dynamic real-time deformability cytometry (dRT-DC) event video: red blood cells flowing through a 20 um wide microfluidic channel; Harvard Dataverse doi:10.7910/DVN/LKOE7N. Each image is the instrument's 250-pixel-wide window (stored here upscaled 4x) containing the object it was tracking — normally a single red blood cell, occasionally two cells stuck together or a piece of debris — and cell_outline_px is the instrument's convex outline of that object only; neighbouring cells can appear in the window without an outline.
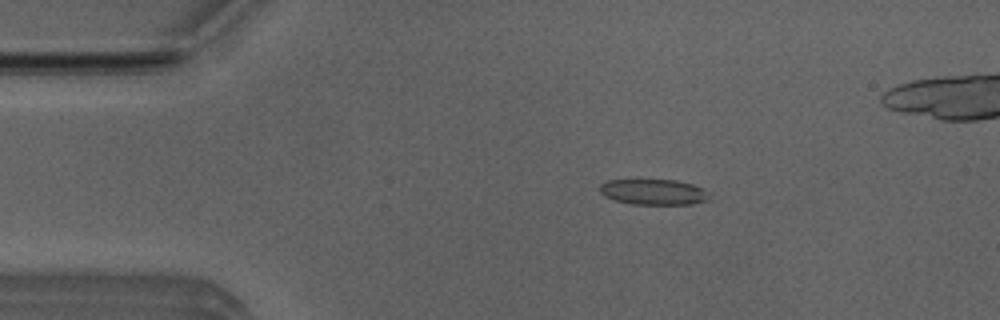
{"species": "Egyptian fruit bat (a non-hibernating species)", "species_latin": "Rousettus aegyptiacus", "temperature_condition": "room temperature", "stored_images_in_passage": 3, "camera_frame_rate_fps": 3000, "um_per_image_px": 0.085, "animal": {"sex": "male"}, "frame": {"image": 1, "passage_image": 1, "time_ms": 0.0, "image_size_px": [1000, 320], "cell_outline_px": [[708, 200], [692, 204], [632, 204], [616, 200], [604, 196], [600, 192], [600, 184], [608, 180], [676, 180], [692, 184], [708, 192]], "centroid_in_image_um": [55.53, 16.32], "position_along_channel_um": 29.5, "area_um2": 16.18}}